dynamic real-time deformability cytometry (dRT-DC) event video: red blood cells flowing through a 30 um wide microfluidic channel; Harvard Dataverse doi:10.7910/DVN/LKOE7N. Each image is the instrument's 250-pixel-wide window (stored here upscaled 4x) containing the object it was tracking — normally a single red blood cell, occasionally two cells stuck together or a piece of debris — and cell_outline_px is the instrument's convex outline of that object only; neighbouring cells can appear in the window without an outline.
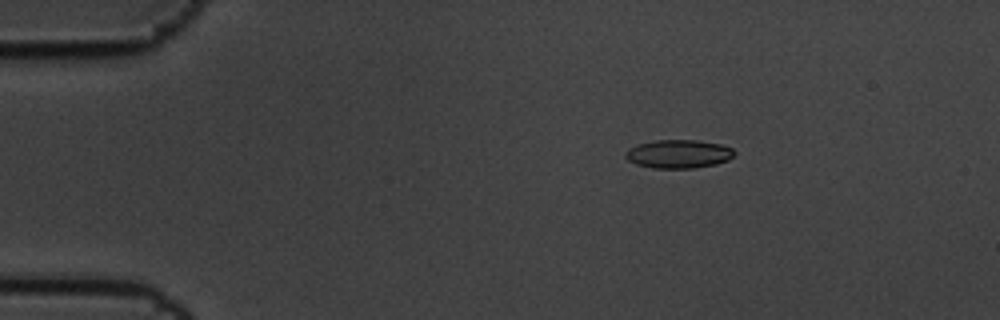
{"species": "common noctule bat (a hibernating species)", "species_latin": "Nyctalus noctula", "temperature_condition": "cold", "stored_images_in_passage": 5, "camera_frame_rate_fps": 3000, "um_per_image_px": 0.085, "animal": {"sex": "male", "body_mass_g": 19.5, "forearm_length_mm": 54.6}, "frame": {"image": 1, "passage_image": 2, "time_ms": 0.333, "image_size_px": [1000, 320], "cell_outline_px": [[736, 152], [728, 160], [716, 164], [692, 168], [652, 168], [636, 164], [628, 160], [624, 156], [624, 152], [628, 148], [640, 144], [656, 140], [696, 140], [720, 144], [732, 148]], "centroid_in_image_um": [57.66, 13.09], "position_along_channel_um": 27.3, "area_um2": 18.03}}
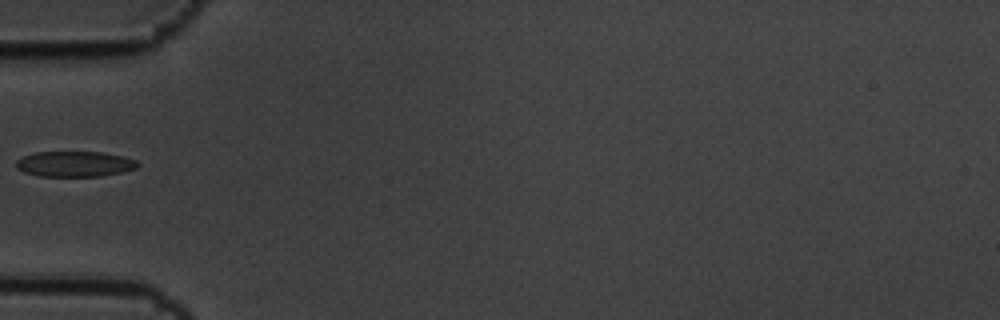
{"frame": {"image": 2, "passage_image": 5, "time_ms": 1.333, "image_size_px": [1000, 320], "cell_outline_px": [[140, 164], [136, 168], [124, 172], [100, 176], [40, 176], [24, 172], [16, 168], [16, 160], [24, 156], [36, 152], [100, 152], [124, 156], [136, 160]], "centroid_in_image_um": [6.37, 13.94], "position_along_channel_um": 78.6, "area_um2": 18.09}}